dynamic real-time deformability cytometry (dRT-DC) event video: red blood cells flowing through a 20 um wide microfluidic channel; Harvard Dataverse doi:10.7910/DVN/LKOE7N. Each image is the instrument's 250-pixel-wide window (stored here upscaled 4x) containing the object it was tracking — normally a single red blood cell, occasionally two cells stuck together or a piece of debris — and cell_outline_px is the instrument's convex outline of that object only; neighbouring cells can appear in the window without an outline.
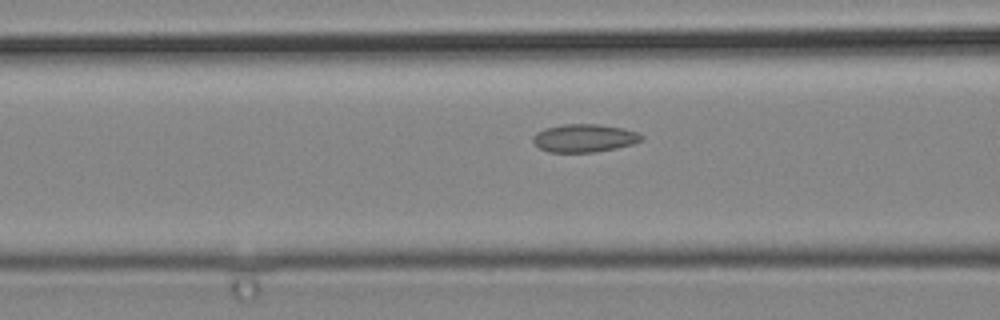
{"species": "common noctule bat (a hibernating species)", "species_latin": "Nyctalus noctula", "temperature_condition": "cold", "stored_images_in_passage": 32, "camera_frame_rate_fps": 3000, "um_per_image_px": 0.085, "animal": {"sex": "male", "body_mass_g": 19.2, "forearm_length_mm": 51.8}, "frame": {"image": 1, "passage_image": 14, "time_ms": 4.333, "image_size_px": [1000, 320], "cell_outline_px": [[644, 140], [632, 144], [616, 148], [596, 152], [548, 152], [540, 148], [532, 140], [532, 136], [536, 132], [544, 128], [564, 124], [596, 124], [624, 128], [640, 132], [644, 136]], "centroid_in_image_um": [49.69, 11.73], "position_along_channel_um": 116.9, "area_um2": 17.92}}